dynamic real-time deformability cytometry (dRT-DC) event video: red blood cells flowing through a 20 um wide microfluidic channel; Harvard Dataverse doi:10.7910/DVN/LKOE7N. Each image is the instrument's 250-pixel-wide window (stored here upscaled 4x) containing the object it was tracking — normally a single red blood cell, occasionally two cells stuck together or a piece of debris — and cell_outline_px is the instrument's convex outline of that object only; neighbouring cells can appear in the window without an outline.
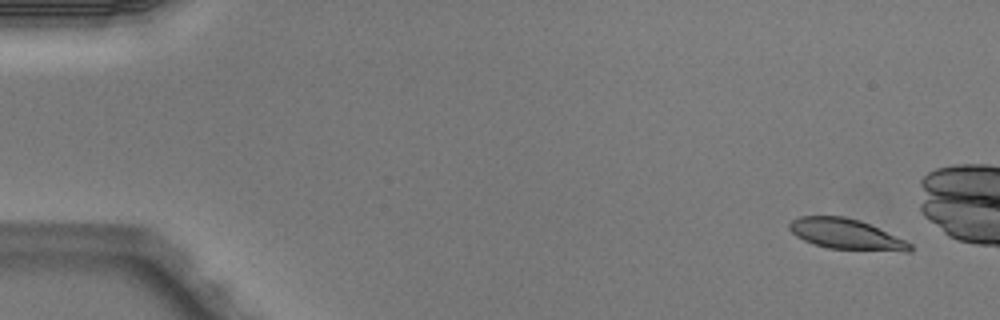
{"species": "Egyptian fruit bat (a non-hibernating species)", "species_latin": "Rousettus aegyptiacus", "temperature_condition": "warm", "stored_images_in_passage": 5, "camera_frame_rate_fps": 3000, "um_per_image_px": 0.085, "animal": {"sex": "male"}, "frame": {"image": 1, "passage_image": 1, "time_ms": 0.0, "image_size_px": [1000, 320], "cell_outline_px": [[912, 248], [908, 252], [904, 252], [828, 248], [812, 244], [796, 236], [788, 228], [788, 224], [792, 220], [800, 216], [844, 216], [860, 220], [904, 240], [912, 244]], "centroid_in_image_um": [71.89, 19.91], "position_along_channel_um": 13.1, "area_um2": 21.39}}
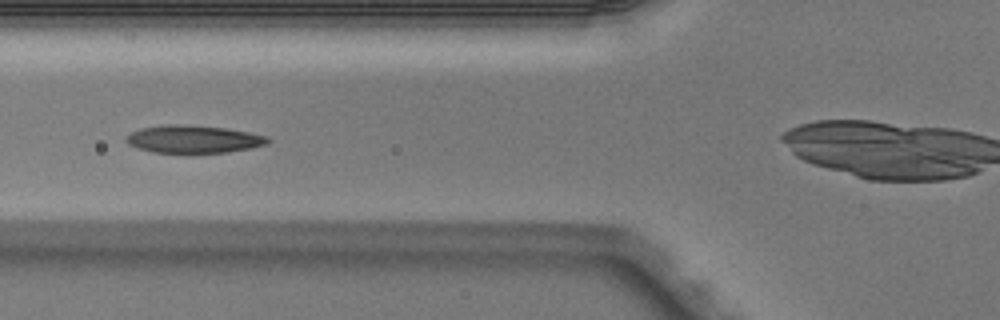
{"frame": {"image": 2, "passage_image": 5, "time_ms": 1.333, "image_size_px": [1000, 320], "cell_outline_px": [[272, 140], [268, 144], [248, 148], [224, 152], [152, 152], [128, 144], [124, 140], [124, 136], [140, 128], [160, 124], [184, 124], [228, 128], [268, 136]], "centroid_in_image_um": [16.42, 11.8], "position_along_channel_um": 109.4, "area_um2": 22.89}}